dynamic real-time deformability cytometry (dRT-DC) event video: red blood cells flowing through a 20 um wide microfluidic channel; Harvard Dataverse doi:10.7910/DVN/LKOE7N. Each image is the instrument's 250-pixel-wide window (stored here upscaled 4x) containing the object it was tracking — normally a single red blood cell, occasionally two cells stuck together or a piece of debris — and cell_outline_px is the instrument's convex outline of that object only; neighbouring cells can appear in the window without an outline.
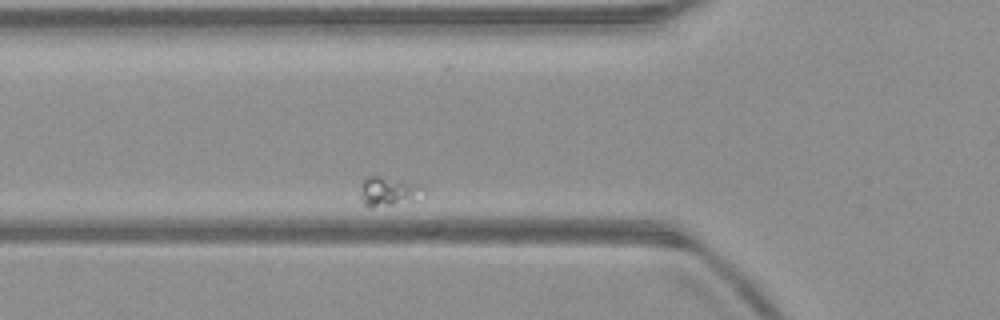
{"species": "common noctule bat (a hibernating species)", "species_latin": "Nyctalus noctula", "temperature_condition": "warm", "stored_images_in_passage": 34, "camera_frame_rate_fps": 3000, "um_per_image_px": 0.085, "animal": {"sex": "male", "body_mass_g": 23.1, "forearm_length_mm": 52.7}, "frame": {"image": 1, "passage_image": 6, "time_ms": 1.667, "image_size_px": [1000, 320], "cell_outline_px": [[424, 196], [392, 204], [372, 208], [368, 208], [364, 204], [360, 196], [360, 188], [364, 180], [368, 176], [380, 176], [420, 184], [424, 188]], "centroid_in_image_um": [32.99, 16.26], "position_along_channel_um": 92.8, "area_um2": 10.64}}
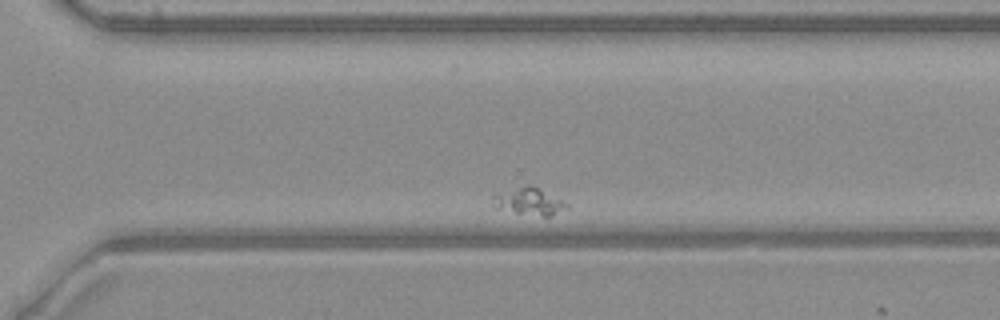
{"frame": {"image": 2, "passage_image": 29, "time_ms": 9.333, "image_size_px": [1000, 320], "cell_outline_px": [[568, 208], [552, 216], [544, 216], [516, 212], [496, 208], [492, 196], [496, 192], [528, 184], [532, 184], [568, 204]], "centroid_in_image_um": [44.96, 17.1], "position_along_channel_um": 325.6, "area_um2": 11.62}}
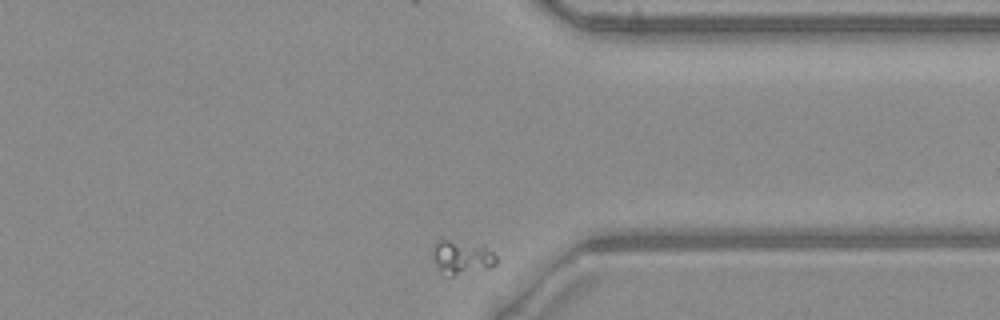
{"frame": {"image": 3, "passage_image": 34, "time_ms": 11.0, "image_size_px": [1000, 320], "cell_outline_px": [[496, 264], [488, 268], [452, 276], [440, 268], [436, 264], [432, 252], [436, 244], [440, 240], [448, 240], [484, 244], [496, 256]], "centroid_in_image_um": [39.32, 21.84], "position_along_channel_um": 372.1, "area_um2": 12.2}}